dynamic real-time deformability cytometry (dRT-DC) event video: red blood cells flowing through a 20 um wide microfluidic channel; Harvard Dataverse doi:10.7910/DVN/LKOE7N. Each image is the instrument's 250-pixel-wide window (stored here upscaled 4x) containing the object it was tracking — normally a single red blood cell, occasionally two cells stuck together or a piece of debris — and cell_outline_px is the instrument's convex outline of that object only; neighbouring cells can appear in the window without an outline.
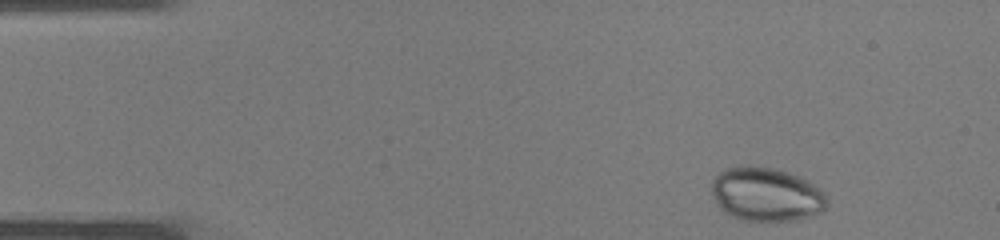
{"species": "common noctule bat (a hibernating species)", "species_latin": "Nyctalus noctula", "temperature_condition": "warm", "stored_images_in_passage": 34, "camera_frame_rate_fps": 3000, "um_per_image_px": 0.085, "animal": {"sex": "male", "body_mass_g": 19.0, "forearm_length_mm": 50.8}, "frame": {"image": 1, "passage_image": 1, "time_ms": 0.0, "image_size_px": [1000, 240], "cell_outline_px": [[828, 204], [824, 212], [800, 220], [744, 220], [732, 216], [724, 212], [716, 204], [712, 192], [712, 180], [720, 172], [728, 168], [748, 164], [772, 168], [788, 172], [800, 176], [808, 180], [820, 188], [828, 200]], "centroid_in_image_um": [65.17, 16.52], "position_along_channel_um": 19.8, "area_um2": 36.53}}
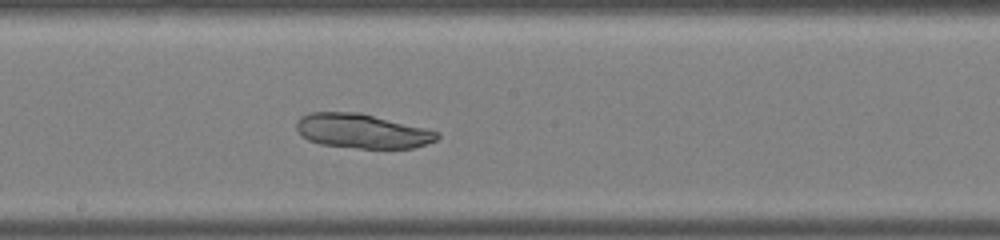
{"frame": {"image": 2, "passage_image": 17, "time_ms": 5.333, "image_size_px": [1000, 240], "cell_outline_px": [[440, 136], [436, 140], [412, 148], [360, 148], [320, 144], [308, 140], [300, 136], [296, 128], [296, 120], [300, 116], [312, 112], [360, 112], [428, 128], [440, 132]], "centroid_in_image_um": [30.77, 11.13], "position_along_channel_um": 217.4, "area_um2": 28.5}}
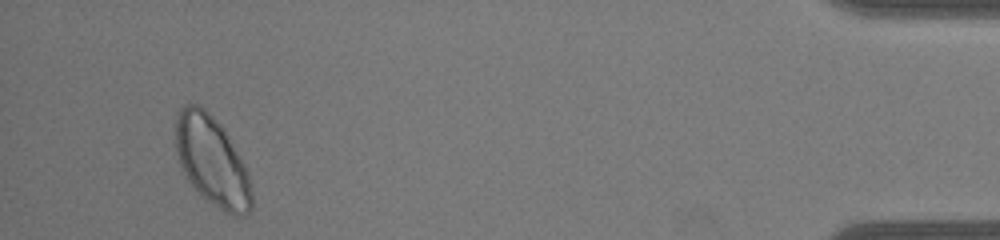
{"frame": {"image": 3, "passage_image": 32, "time_ms": 10.333, "image_size_px": [1000, 240], "cell_outline_px": [[252, 208], [244, 216], [232, 216], [224, 212], [208, 200], [188, 180], [180, 164], [176, 152], [176, 116], [180, 108], [184, 104], [196, 104], [204, 108], [220, 124], [228, 136], [244, 164], [248, 172], [252, 192]], "centroid_in_image_um": [18.03, 13.69], "position_along_channel_um": 417.2, "area_um2": 39.3}}